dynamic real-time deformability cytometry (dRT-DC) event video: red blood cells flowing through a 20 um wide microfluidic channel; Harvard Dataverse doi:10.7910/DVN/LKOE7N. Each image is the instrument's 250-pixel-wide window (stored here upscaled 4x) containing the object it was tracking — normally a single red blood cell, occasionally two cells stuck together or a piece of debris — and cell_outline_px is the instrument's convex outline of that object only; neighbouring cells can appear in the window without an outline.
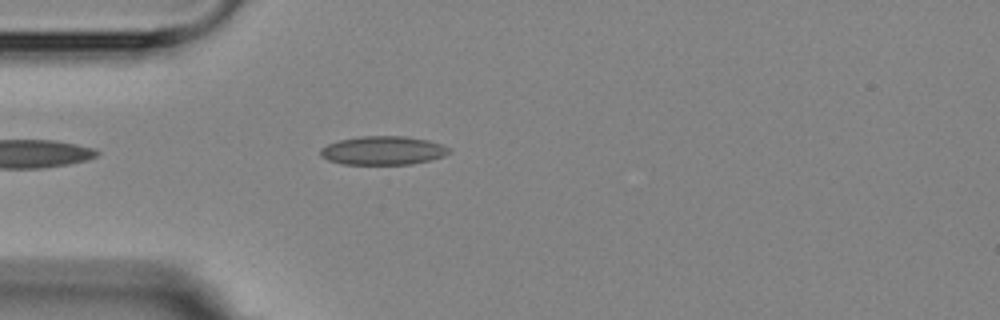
{"species": "Egyptian fruit bat (a non-hibernating species)", "species_latin": "Rousettus aegyptiacus", "temperature_condition": "room temperature", "stored_images_in_passage": 4, "camera_frame_rate_fps": 3000, "um_per_image_px": 0.085, "animal": {"sex": "female"}, "frame": {"image": 1, "passage_image": 4, "time_ms": 3.333, "image_size_px": [1000, 320], "cell_outline_px": [[452, 152], [444, 156], [432, 160], [408, 164], [344, 164], [328, 160], [320, 156], [320, 148], [328, 144], [340, 140], [360, 136], [404, 136], [428, 140], [444, 144]], "centroid_in_image_um": [32.58, 12.79], "position_along_channel_um": 52.4, "area_um2": 21.56}}